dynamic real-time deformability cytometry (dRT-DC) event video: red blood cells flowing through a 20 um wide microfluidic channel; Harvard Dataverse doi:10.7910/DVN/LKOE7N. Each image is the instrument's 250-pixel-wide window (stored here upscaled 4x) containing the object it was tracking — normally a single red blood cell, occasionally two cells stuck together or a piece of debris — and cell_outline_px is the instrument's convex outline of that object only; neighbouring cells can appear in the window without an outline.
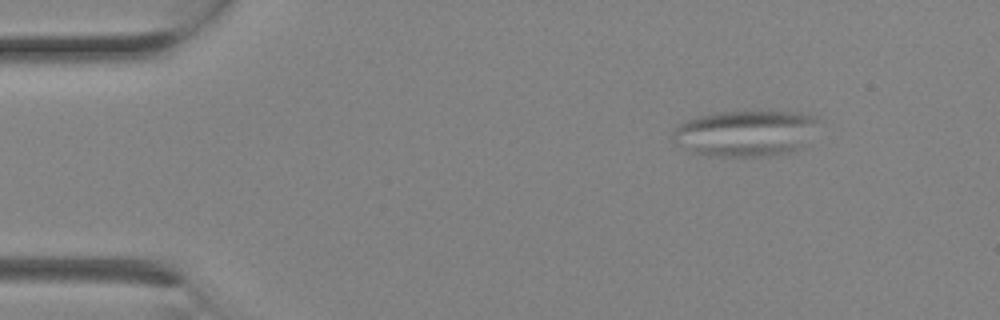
{"species": "Egyptian fruit bat (a non-hibernating species)", "species_latin": "Rousettus aegyptiacus", "temperature_condition": "room temperature", "stored_images_in_passage": 2, "camera_frame_rate_fps": 3000, "um_per_image_px": 0.085, "animal": {"sex": "female"}, "frame": {"image": 1, "passage_image": 1, "time_ms": 0.0, "image_size_px": [1000, 320], "cell_outline_px": [[824, 120], [792, 152], [768, 156], [708, 156], [696, 152], [676, 144], [672, 140], [672, 132], [680, 124], [688, 120], [700, 116], [720, 112], [800, 112], [816, 116]], "centroid_in_image_um": [63.38, 11.32], "position_along_channel_um": 21.6, "area_um2": 38.73}}
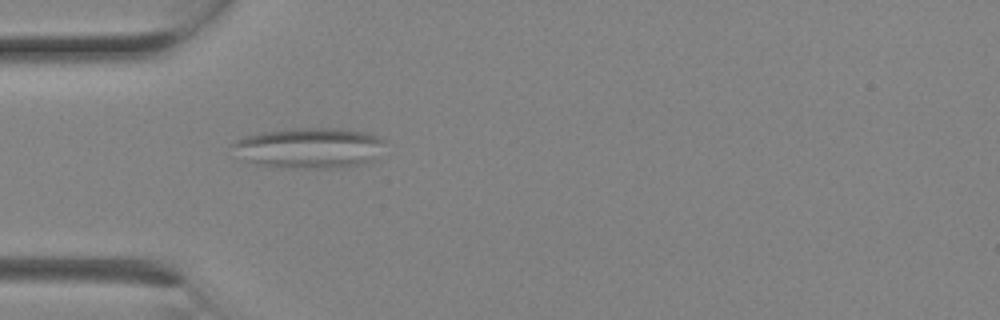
{"frame": {"image": 2, "passage_image": 2, "time_ms": 0.333, "image_size_px": [1000, 320], "cell_outline_px": [[388, 140], [372, 164], [340, 168], [284, 168], [256, 164], [248, 160], [232, 144], [236, 140], [244, 136], [264, 132], [292, 128], [340, 128], [372, 132]], "centroid_in_image_um": [26.49, 12.57], "position_along_channel_um": 58.5, "area_um2": 36.53}}